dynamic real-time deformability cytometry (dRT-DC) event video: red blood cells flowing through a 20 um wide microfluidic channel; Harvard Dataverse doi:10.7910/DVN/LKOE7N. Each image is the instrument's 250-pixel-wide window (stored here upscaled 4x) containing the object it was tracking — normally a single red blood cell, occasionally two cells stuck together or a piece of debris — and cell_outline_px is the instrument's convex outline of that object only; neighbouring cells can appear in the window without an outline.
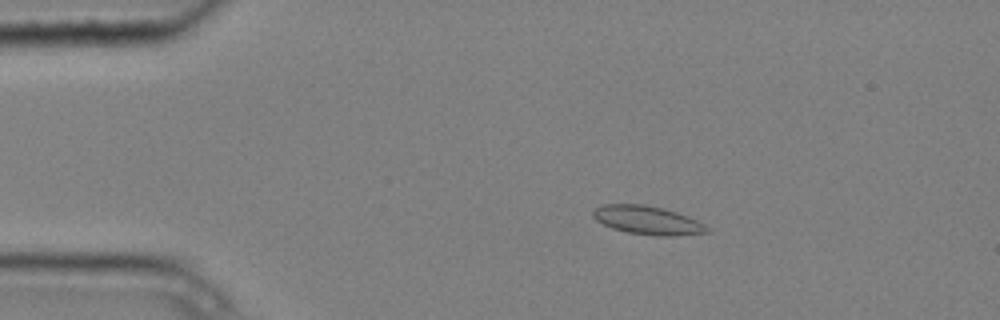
{"species": "common noctule bat (a hibernating species)", "species_latin": "Nyctalus noctula", "temperature_condition": "cold", "stored_images_in_passage": 6, "camera_frame_rate_fps": 3000, "um_per_image_px": 0.085, "animal": {"sex": "male", "body_mass_g": 20.4}, "frame": {"image": 1, "passage_image": 2, "time_ms": 0.333, "image_size_px": [1000, 320], "cell_outline_px": [[708, 232], [676, 236], [656, 236], [628, 232], [612, 228], [596, 220], [592, 216], [592, 212], [596, 208], [604, 204], [644, 204], [664, 208], [688, 216], [704, 224], [708, 228]], "centroid_in_image_um": [55.03, 18.71], "position_along_channel_um": 30.0, "area_um2": 18.9}}
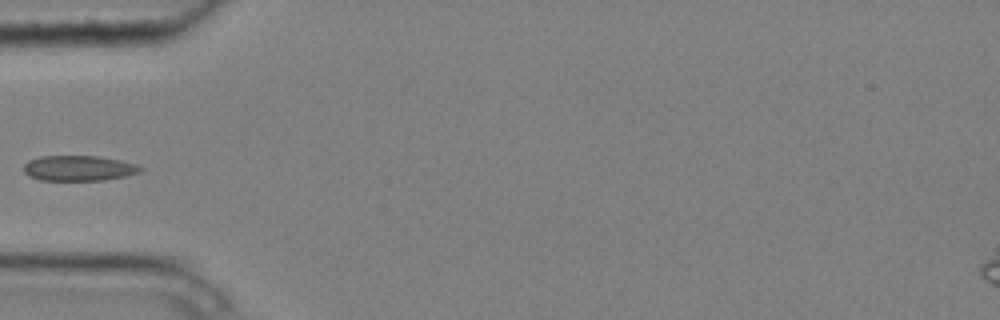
{"frame": {"image": 2, "passage_image": 5, "time_ms": 1.333, "image_size_px": [1000, 320], "cell_outline_px": [[144, 168], [140, 172], [124, 176], [104, 180], [40, 180], [28, 176], [24, 172], [24, 164], [28, 160], [40, 156], [100, 156], [120, 160], [136, 164]], "centroid_in_image_um": [6.68, 14.29], "position_along_channel_um": 78.3, "area_um2": 17.28}}
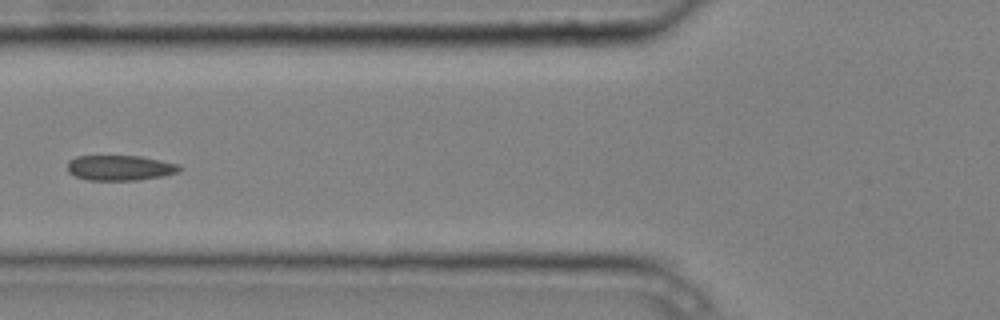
{"frame": {"image": 3, "passage_image": 6, "time_ms": 1.667, "image_size_px": [1000, 320], "cell_outline_px": [[184, 168], [176, 172], [164, 176], [136, 180], [88, 180], [76, 176], [68, 172], [68, 160], [76, 156], [140, 156], [180, 164]], "centroid_in_image_um": [10.22, 14.26], "position_along_channel_um": 115.6, "area_um2": 16.53}}